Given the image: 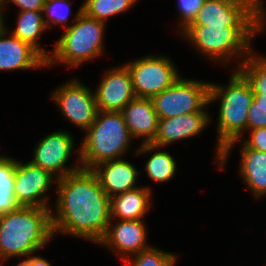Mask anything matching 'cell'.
<instances>
[{
	"label": "cell",
	"instance_id": "1",
	"mask_svg": "<svg viewBox=\"0 0 266 266\" xmlns=\"http://www.w3.org/2000/svg\"><path fill=\"white\" fill-rule=\"evenodd\" d=\"M55 212H51L53 234H68L99 243L111 220L110 197L92 170L57 179Z\"/></svg>",
	"mask_w": 266,
	"mask_h": 266
},
{
	"label": "cell",
	"instance_id": "2",
	"mask_svg": "<svg viewBox=\"0 0 266 266\" xmlns=\"http://www.w3.org/2000/svg\"><path fill=\"white\" fill-rule=\"evenodd\" d=\"M226 86L211 83L209 104L219 103L217 141L215 162L223 170L230 150L241 140L247 131L248 111L253 100V90L249 81L238 70L234 69Z\"/></svg>",
	"mask_w": 266,
	"mask_h": 266
},
{
	"label": "cell",
	"instance_id": "3",
	"mask_svg": "<svg viewBox=\"0 0 266 266\" xmlns=\"http://www.w3.org/2000/svg\"><path fill=\"white\" fill-rule=\"evenodd\" d=\"M51 209L19 206L0 215V265L40 251L54 237Z\"/></svg>",
	"mask_w": 266,
	"mask_h": 266
},
{
	"label": "cell",
	"instance_id": "4",
	"mask_svg": "<svg viewBox=\"0 0 266 266\" xmlns=\"http://www.w3.org/2000/svg\"><path fill=\"white\" fill-rule=\"evenodd\" d=\"M265 27L189 25L179 35L209 61L228 66L232 58L248 56L252 40ZM217 61V62H216Z\"/></svg>",
	"mask_w": 266,
	"mask_h": 266
},
{
	"label": "cell",
	"instance_id": "5",
	"mask_svg": "<svg viewBox=\"0 0 266 266\" xmlns=\"http://www.w3.org/2000/svg\"><path fill=\"white\" fill-rule=\"evenodd\" d=\"M84 133L80 162L82 169L87 170L102 162L123 158L133 140L121 112L98 111L95 121Z\"/></svg>",
	"mask_w": 266,
	"mask_h": 266
},
{
	"label": "cell",
	"instance_id": "6",
	"mask_svg": "<svg viewBox=\"0 0 266 266\" xmlns=\"http://www.w3.org/2000/svg\"><path fill=\"white\" fill-rule=\"evenodd\" d=\"M73 17V24L64 29L46 59V67L62 63L74 68L100 57L104 52L106 23L87 16L82 12V4Z\"/></svg>",
	"mask_w": 266,
	"mask_h": 266
},
{
	"label": "cell",
	"instance_id": "7",
	"mask_svg": "<svg viewBox=\"0 0 266 266\" xmlns=\"http://www.w3.org/2000/svg\"><path fill=\"white\" fill-rule=\"evenodd\" d=\"M211 82L180 77L151 100L159 119H167L193 112H209Z\"/></svg>",
	"mask_w": 266,
	"mask_h": 266
},
{
	"label": "cell",
	"instance_id": "8",
	"mask_svg": "<svg viewBox=\"0 0 266 266\" xmlns=\"http://www.w3.org/2000/svg\"><path fill=\"white\" fill-rule=\"evenodd\" d=\"M263 3L205 0L190 25L266 27Z\"/></svg>",
	"mask_w": 266,
	"mask_h": 266
},
{
	"label": "cell",
	"instance_id": "9",
	"mask_svg": "<svg viewBox=\"0 0 266 266\" xmlns=\"http://www.w3.org/2000/svg\"><path fill=\"white\" fill-rule=\"evenodd\" d=\"M125 65L131 74L136 97L152 99L181 77L176 64L164 55H146Z\"/></svg>",
	"mask_w": 266,
	"mask_h": 266
},
{
	"label": "cell",
	"instance_id": "10",
	"mask_svg": "<svg viewBox=\"0 0 266 266\" xmlns=\"http://www.w3.org/2000/svg\"><path fill=\"white\" fill-rule=\"evenodd\" d=\"M74 137L67 130L54 131L35 146L33 159L30 162L43 170L49 171L57 179L82 169L80 162V146L77 148V165L66 166L74 150Z\"/></svg>",
	"mask_w": 266,
	"mask_h": 266
},
{
	"label": "cell",
	"instance_id": "11",
	"mask_svg": "<svg viewBox=\"0 0 266 266\" xmlns=\"http://www.w3.org/2000/svg\"><path fill=\"white\" fill-rule=\"evenodd\" d=\"M71 79L51 93V99L67 120L84 132L95 121L98 112L94 91L82 81Z\"/></svg>",
	"mask_w": 266,
	"mask_h": 266
},
{
	"label": "cell",
	"instance_id": "12",
	"mask_svg": "<svg viewBox=\"0 0 266 266\" xmlns=\"http://www.w3.org/2000/svg\"><path fill=\"white\" fill-rule=\"evenodd\" d=\"M57 182L49 171L43 170L30 161L23 163L17 160L13 194L19 206L43 207L52 209L49 203L48 190Z\"/></svg>",
	"mask_w": 266,
	"mask_h": 266
},
{
	"label": "cell",
	"instance_id": "13",
	"mask_svg": "<svg viewBox=\"0 0 266 266\" xmlns=\"http://www.w3.org/2000/svg\"><path fill=\"white\" fill-rule=\"evenodd\" d=\"M116 221L112 225L113 221L110 220L107 232L99 245L114 251L122 261L151 247L147 242L148 228L144 219Z\"/></svg>",
	"mask_w": 266,
	"mask_h": 266
},
{
	"label": "cell",
	"instance_id": "14",
	"mask_svg": "<svg viewBox=\"0 0 266 266\" xmlns=\"http://www.w3.org/2000/svg\"><path fill=\"white\" fill-rule=\"evenodd\" d=\"M94 94L98 111L121 112L136 97L127 66L106 71Z\"/></svg>",
	"mask_w": 266,
	"mask_h": 266
},
{
	"label": "cell",
	"instance_id": "15",
	"mask_svg": "<svg viewBox=\"0 0 266 266\" xmlns=\"http://www.w3.org/2000/svg\"><path fill=\"white\" fill-rule=\"evenodd\" d=\"M8 32L5 20H1L0 71L31 70L46 67V59L35 48L12 34L11 36L8 35Z\"/></svg>",
	"mask_w": 266,
	"mask_h": 266
},
{
	"label": "cell",
	"instance_id": "16",
	"mask_svg": "<svg viewBox=\"0 0 266 266\" xmlns=\"http://www.w3.org/2000/svg\"><path fill=\"white\" fill-rule=\"evenodd\" d=\"M211 118L209 112H193L159 119L157 134L151 144L163 150L174 142L197 136L208 127Z\"/></svg>",
	"mask_w": 266,
	"mask_h": 266
},
{
	"label": "cell",
	"instance_id": "17",
	"mask_svg": "<svg viewBox=\"0 0 266 266\" xmlns=\"http://www.w3.org/2000/svg\"><path fill=\"white\" fill-rule=\"evenodd\" d=\"M92 172L97 176L102 189L108 197L137 188L140 171L133 163L125 159H114L102 162L93 167Z\"/></svg>",
	"mask_w": 266,
	"mask_h": 266
},
{
	"label": "cell",
	"instance_id": "18",
	"mask_svg": "<svg viewBox=\"0 0 266 266\" xmlns=\"http://www.w3.org/2000/svg\"><path fill=\"white\" fill-rule=\"evenodd\" d=\"M132 139L150 144L158 130V115L151 99L135 97L121 111Z\"/></svg>",
	"mask_w": 266,
	"mask_h": 266
},
{
	"label": "cell",
	"instance_id": "19",
	"mask_svg": "<svg viewBox=\"0 0 266 266\" xmlns=\"http://www.w3.org/2000/svg\"><path fill=\"white\" fill-rule=\"evenodd\" d=\"M152 193L149 187L138 186L133 190L110 198L111 219L139 220L144 219L151 208ZM117 218V219H116Z\"/></svg>",
	"mask_w": 266,
	"mask_h": 266
},
{
	"label": "cell",
	"instance_id": "20",
	"mask_svg": "<svg viewBox=\"0 0 266 266\" xmlns=\"http://www.w3.org/2000/svg\"><path fill=\"white\" fill-rule=\"evenodd\" d=\"M240 162L239 174L254 197L266 196V153L248 148L239 143Z\"/></svg>",
	"mask_w": 266,
	"mask_h": 266
},
{
	"label": "cell",
	"instance_id": "21",
	"mask_svg": "<svg viewBox=\"0 0 266 266\" xmlns=\"http://www.w3.org/2000/svg\"><path fill=\"white\" fill-rule=\"evenodd\" d=\"M46 29L47 27L43 20V11L25 10L18 12L16 27L9 34L14 35L21 41L27 42L47 59L51 52H47L45 48L40 46V42L38 41Z\"/></svg>",
	"mask_w": 266,
	"mask_h": 266
},
{
	"label": "cell",
	"instance_id": "22",
	"mask_svg": "<svg viewBox=\"0 0 266 266\" xmlns=\"http://www.w3.org/2000/svg\"><path fill=\"white\" fill-rule=\"evenodd\" d=\"M159 149H161V147L152 145L151 143L140 144L135 153L141 155L152 152L144 168L150 180L162 183L174 177L177 171V164L176 160L169 152L160 151Z\"/></svg>",
	"mask_w": 266,
	"mask_h": 266
},
{
	"label": "cell",
	"instance_id": "23",
	"mask_svg": "<svg viewBox=\"0 0 266 266\" xmlns=\"http://www.w3.org/2000/svg\"><path fill=\"white\" fill-rule=\"evenodd\" d=\"M16 166L15 158L0 155V215L19 207L13 194Z\"/></svg>",
	"mask_w": 266,
	"mask_h": 266
},
{
	"label": "cell",
	"instance_id": "24",
	"mask_svg": "<svg viewBox=\"0 0 266 266\" xmlns=\"http://www.w3.org/2000/svg\"><path fill=\"white\" fill-rule=\"evenodd\" d=\"M139 0H85L82 12L87 16L104 23L110 17L125 13L137 4Z\"/></svg>",
	"mask_w": 266,
	"mask_h": 266
},
{
	"label": "cell",
	"instance_id": "25",
	"mask_svg": "<svg viewBox=\"0 0 266 266\" xmlns=\"http://www.w3.org/2000/svg\"><path fill=\"white\" fill-rule=\"evenodd\" d=\"M234 69H238L249 81L253 93L266 94V57L257 56L250 50L243 62H238Z\"/></svg>",
	"mask_w": 266,
	"mask_h": 266
},
{
	"label": "cell",
	"instance_id": "26",
	"mask_svg": "<svg viewBox=\"0 0 266 266\" xmlns=\"http://www.w3.org/2000/svg\"><path fill=\"white\" fill-rule=\"evenodd\" d=\"M177 258L175 253L151 246L123 262L126 266H175Z\"/></svg>",
	"mask_w": 266,
	"mask_h": 266
},
{
	"label": "cell",
	"instance_id": "27",
	"mask_svg": "<svg viewBox=\"0 0 266 266\" xmlns=\"http://www.w3.org/2000/svg\"><path fill=\"white\" fill-rule=\"evenodd\" d=\"M71 6L69 0H45L43 20L47 29L56 25H61L64 29L69 27L67 20L72 13Z\"/></svg>",
	"mask_w": 266,
	"mask_h": 266
},
{
	"label": "cell",
	"instance_id": "28",
	"mask_svg": "<svg viewBox=\"0 0 266 266\" xmlns=\"http://www.w3.org/2000/svg\"><path fill=\"white\" fill-rule=\"evenodd\" d=\"M266 128V94L253 93L248 111L247 130Z\"/></svg>",
	"mask_w": 266,
	"mask_h": 266
},
{
	"label": "cell",
	"instance_id": "29",
	"mask_svg": "<svg viewBox=\"0 0 266 266\" xmlns=\"http://www.w3.org/2000/svg\"><path fill=\"white\" fill-rule=\"evenodd\" d=\"M205 0H178L177 6L179 9V34L186 29L195 19L199 9L202 7Z\"/></svg>",
	"mask_w": 266,
	"mask_h": 266
},
{
	"label": "cell",
	"instance_id": "30",
	"mask_svg": "<svg viewBox=\"0 0 266 266\" xmlns=\"http://www.w3.org/2000/svg\"><path fill=\"white\" fill-rule=\"evenodd\" d=\"M250 137L241 140L248 148L266 153V128L247 130Z\"/></svg>",
	"mask_w": 266,
	"mask_h": 266
},
{
	"label": "cell",
	"instance_id": "31",
	"mask_svg": "<svg viewBox=\"0 0 266 266\" xmlns=\"http://www.w3.org/2000/svg\"><path fill=\"white\" fill-rule=\"evenodd\" d=\"M12 3L19 8V11L25 10H35V11H43V7L45 5V0H0L1 7V19L4 20L3 12L7 3Z\"/></svg>",
	"mask_w": 266,
	"mask_h": 266
},
{
	"label": "cell",
	"instance_id": "32",
	"mask_svg": "<svg viewBox=\"0 0 266 266\" xmlns=\"http://www.w3.org/2000/svg\"><path fill=\"white\" fill-rule=\"evenodd\" d=\"M32 266H52V264L48 260L35 254L32 255Z\"/></svg>",
	"mask_w": 266,
	"mask_h": 266
},
{
	"label": "cell",
	"instance_id": "33",
	"mask_svg": "<svg viewBox=\"0 0 266 266\" xmlns=\"http://www.w3.org/2000/svg\"><path fill=\"white\" fill-rule=\"evenodd\" d=\"M16 266H32V255L23 261L21 260Z\"/></svg>",
	"mask_w": 266,
	"mask_h": 266
},
{
	"label": "cell",
	"instance_id": "34",
	"mask_svg": "<svg viewBox=\"0 0 266 266\" xmlns=\"http://www.w3.org/2000/svg\"><path fill=\"white\" fill-rule=\"evenodd\" d=\"M228 2H263V0H225Z\"/></svg>",
	"mask_w": 266,
	"mask_h": 266
}]
</instances>
